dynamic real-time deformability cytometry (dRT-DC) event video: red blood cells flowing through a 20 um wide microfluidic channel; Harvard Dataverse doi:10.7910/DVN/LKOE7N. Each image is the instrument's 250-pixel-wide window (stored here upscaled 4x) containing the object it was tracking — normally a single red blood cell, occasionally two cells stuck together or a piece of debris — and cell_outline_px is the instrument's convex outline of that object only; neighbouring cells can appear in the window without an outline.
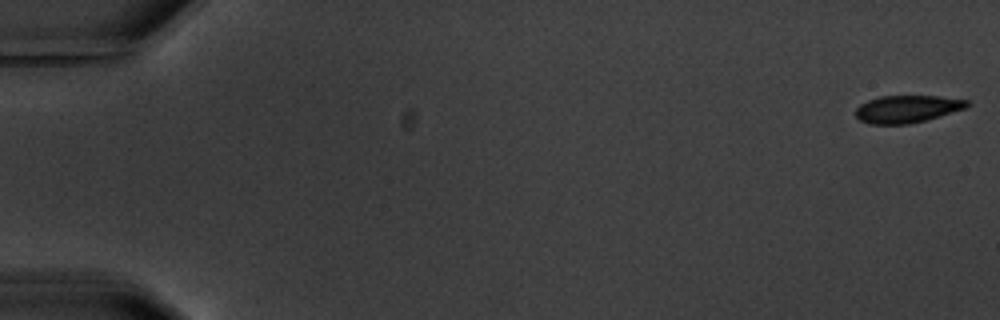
{"species": "common noctule bat (a hibernating species)", "species_latin": "Nyctalus noctula", "temperature_condition": "warm", "stored_images_in_passage": 4, "camera_frame_rate_fps": 3000, "um_per_image_px": 0.085, "animal": {"sex": "male", "body_mass_g": 20.1, "forearm_length_mm": 53.5}, "frame": {"image": 1, "passage_image": 1, "time_ms": 0.0, "image_size_px": [1000, 320], "cell_outline_px": [[972, 104], [964, 108], [940, 116], [908, 124], [872, 124], [860, 120], [856, 116], [856, 108], [860, 104], [868, 100], [880, 96], [936, 96], [968, 100]], "centroid_in_image_um": [77.1, 9.26], "position_along_channel_um": 7.9, "area_um2": 17.63}}
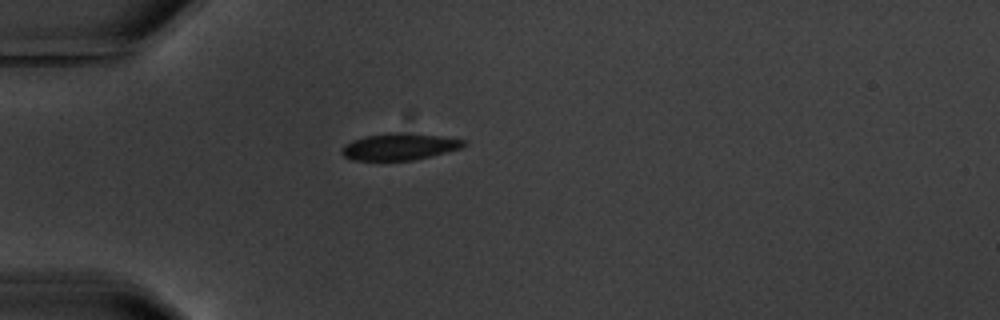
{"frame": {"image": 2, "passage_image": 4, "time_ms": 5.333, "image_size_px": [1000, 320], "cell_outline_px": [[468, 144], [460, 148], [432, 156], [412, 160], [352, 160], [344, 156], [340, 152], [344, 144], [352, 140], [364, 136], [388, 132], [400, 132], [440, 136], [468, 140]], "centroid_in_image_um": [33.95, 12.46], "position_along_channel_um": 51.1, "area_um2": 19.19}}